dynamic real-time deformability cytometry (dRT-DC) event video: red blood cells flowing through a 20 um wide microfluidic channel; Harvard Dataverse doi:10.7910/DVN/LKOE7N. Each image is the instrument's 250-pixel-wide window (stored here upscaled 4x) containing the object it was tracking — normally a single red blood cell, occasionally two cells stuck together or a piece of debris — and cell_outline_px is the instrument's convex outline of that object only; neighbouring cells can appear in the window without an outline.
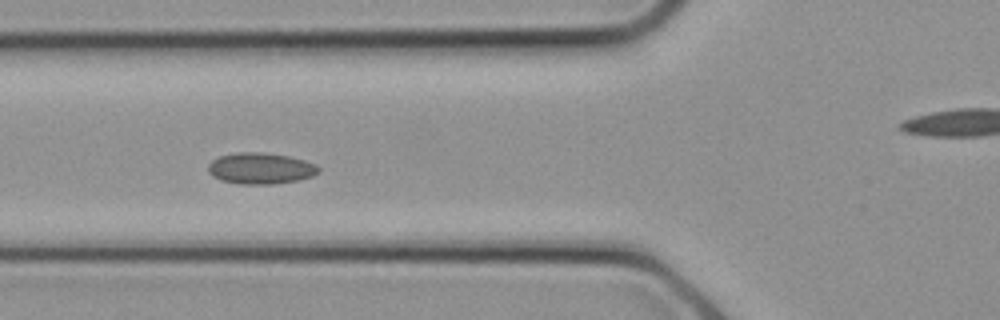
{"species": "common noctule bat (a hibernating species)", "species_latin": "Nyctalus noctula", "temperature_condition": "cold", "stored_images_in_passage": 15, "camera_frame_rate_fps": 3000, "um_per_image_px": 0.085, "animal": {"sex": "female", "body_mass_g": 21.9}, "frame": {"image": 1, "passage_image": 9, "time_ms": 2.667, "image_size_px": [1000, 320], "cell_outline_px": [[320, 172], [312, 176], [300, 180], [272, 184], [240, 184], [220, 180], [212, 176], [208, 172], [208, 164], [212, 160], [220, 156], [236, 152], [264, 152], [288, 156], [304, 160], [316, 164], [320, 168]], "centroid_in_image_um": [22.15, 14.31], "position_along_channel_um": 103.6, "area_um2": 20.29}}
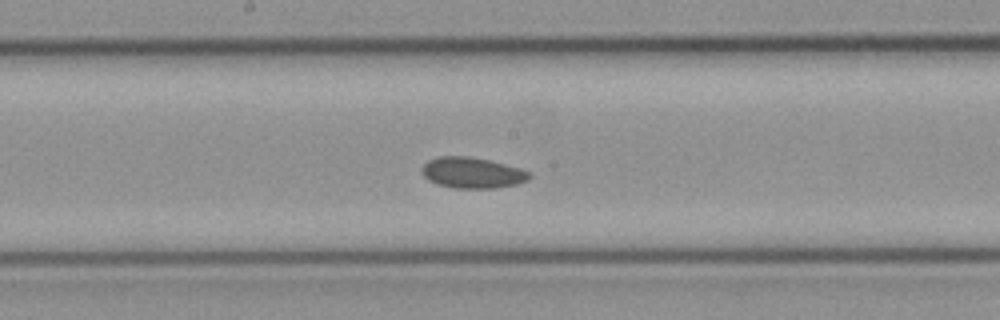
{"frame": {"image": 2, "passage_image": 13, "time_ms": 4.0, "image_size_px": [1000, 320], "cell_outline_px": [[532, 176], [528, 180], [516, 184], [496, 188], [452, 188], [428, 180], [420, 172], [420, 168], [428, 160], [436, 156], [468, 156], [488, 160], [520, 168], [532, 172]], "centroid_in_image_um": [40.13, 14.68], "position_along_channel_um": 208.1, "area_um2": 19.48}}
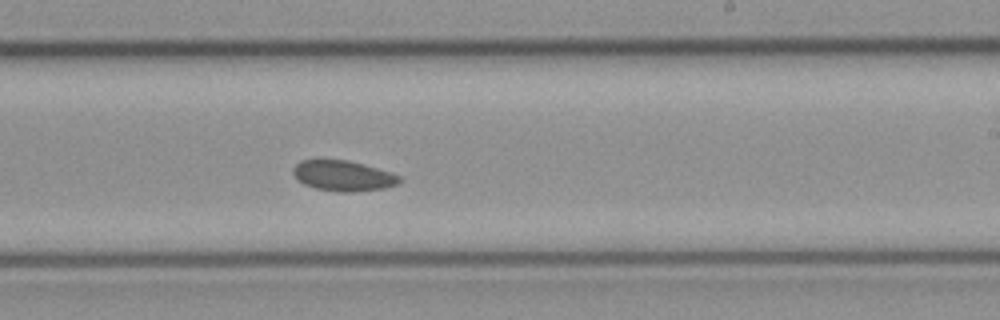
{"frame": {"image": 3, "passage_image": 15, "time_ms": 4.667, "image_size_px": [1000, 320], "cell_outline_px": [[400, 180], [396, 184], [384, 188], [352, 192], [336, 192], [316, 188], [304, 184], [296, 180], [292, 172], [292, 168], [300, 160], [348, 160], [392, 172], [400, 176]], "centroid_in_image_um": [29.13, 14.94], "position_along_channel_um": 259.9, "area_um2": 18.9}}